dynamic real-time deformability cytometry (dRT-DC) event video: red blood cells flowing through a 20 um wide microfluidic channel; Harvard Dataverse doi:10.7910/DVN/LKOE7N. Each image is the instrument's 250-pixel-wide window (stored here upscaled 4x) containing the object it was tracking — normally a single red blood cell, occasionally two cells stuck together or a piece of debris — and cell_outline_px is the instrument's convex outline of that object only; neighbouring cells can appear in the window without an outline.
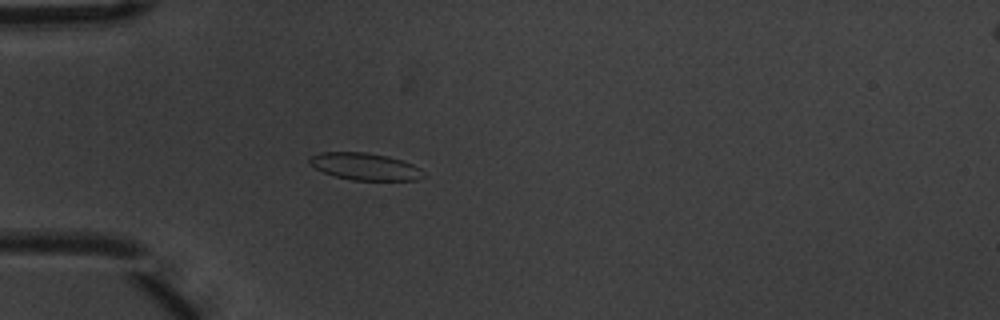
{"species": "common noctule bat (a hibernating species)", "species_latin": "Nyctalus noctula", "temperature_condition": "warm", "stored_images_in_passage": 5, "camera_frame_rate_fps": 3000, "um_per_image_px": 0.085, "animal": {"sex": "male", "body_mass_g": 20.1, "forearm_length_mm": 53.5}, "frame": {"image": 1, "passage_image": 5, "time_ms": 1.333, "image_size_px": [1000, 320], "cell_outline_px": [[428, 176], [416, 180], [352, 180], [336, 176], [324, 172], [308, 164], [308, 160], [312, 156], [320, 152], [364, 152], [388, 156], [412, 164], [420, 168]], "centroid_in_image_um": [31.05, 14.16], "position_along_channel_um": 54.0, "area_um2": 17.98}}